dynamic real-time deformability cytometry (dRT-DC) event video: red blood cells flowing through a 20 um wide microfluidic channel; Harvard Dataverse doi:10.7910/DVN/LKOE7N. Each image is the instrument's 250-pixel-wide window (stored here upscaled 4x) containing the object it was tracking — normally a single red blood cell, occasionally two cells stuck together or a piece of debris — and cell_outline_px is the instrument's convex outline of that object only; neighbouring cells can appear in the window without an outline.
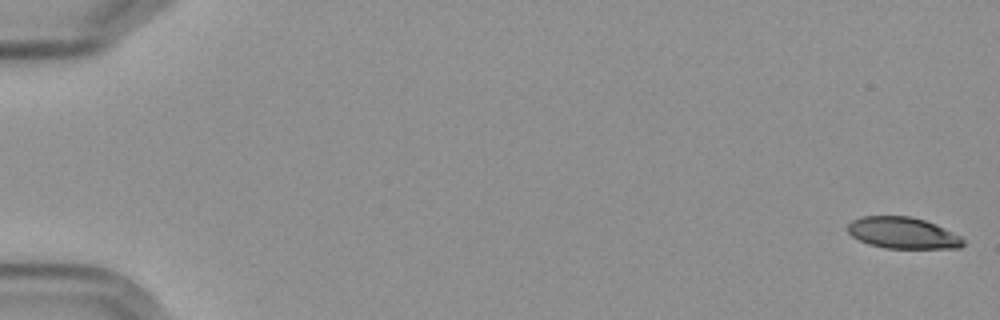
{"species": "Egyptian fruit bat (a non-hibernating species)", "species_latin": "Rousettus aegyptiacus", "temperature_condition": "cold", "stored_images_in_passage": 18, "camera_frame_rate_fps": 3000, "um_per_image_px": 0.085, "frame": {"image": 1, "passage_image": 1, "time_ms": 0.0, "image_size_px": [1000, 320], "cell_outline_px": [[964, 244], [960, 248], [884, 248], [868, 244], [852, 236], [848, 232], [848, 224], [852, 220], [860, 216], [912, 216], [936, 224], [960, 236], [964, 240]], "centroid_in_image_um": [76.73, 19.79], "position_along_channel_um": 8.3, "area_um2": 21.15}}
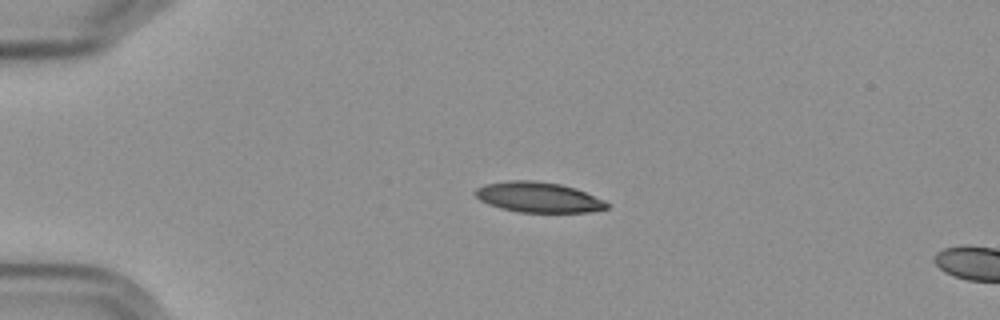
{"frame": {"image": 2, "passage_image": 14, "time_ms": 4.333, "image_size_px": [1000, 320], "cell_outline_px": [[612, 204], [608, 208], [588, 212], [520, 212], [500, 208], [488, 204], [480, 200], [472, 192], [476, 188], [484, 184], [508, 180], [536, 180], [560, 184], [576, 188], [604, 200]], "centroid_in_image_um": [45.75, 16.76], "position_along_channel_um": 39.2, "area_um2": 23.47}}